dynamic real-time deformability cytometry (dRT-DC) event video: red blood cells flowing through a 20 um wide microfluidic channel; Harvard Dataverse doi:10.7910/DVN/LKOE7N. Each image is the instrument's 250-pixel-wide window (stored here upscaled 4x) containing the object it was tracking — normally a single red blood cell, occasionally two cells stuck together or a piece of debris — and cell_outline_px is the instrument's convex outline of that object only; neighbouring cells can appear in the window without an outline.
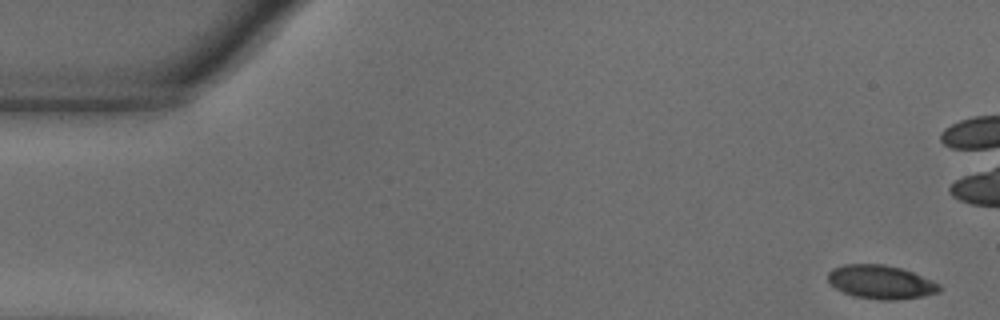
{"species": "common noctule bat (a hibernating species)", "species_latin": "Nyctalus noctula", "temperature_condition": "warm", "stored_images_in_passage": 44, "camera_frame_rate_fps": 3000, "um_per_image_px": 0.085, "animal": {"sex": "male", "body_mass_g": 18.8}, "frame": {"image": 1, "passage_image": 1, "time_ms": 0.0, "image_size_px": [1000, 320], "cell_outline_px": [[944, 288], [940, 292], [920, 296], [896, 300], [880, 300], [856, 296], [844, 292], [828, 284], [828, 272], [832, 268], [844, 264], [884, 264], [900, 268], [912, 272], [932, 280], [940, 284]], "centroid_in_image_um": [74.87, 23.97], "position_along_channel_um": 10.1, "area_um2": 21.91}}
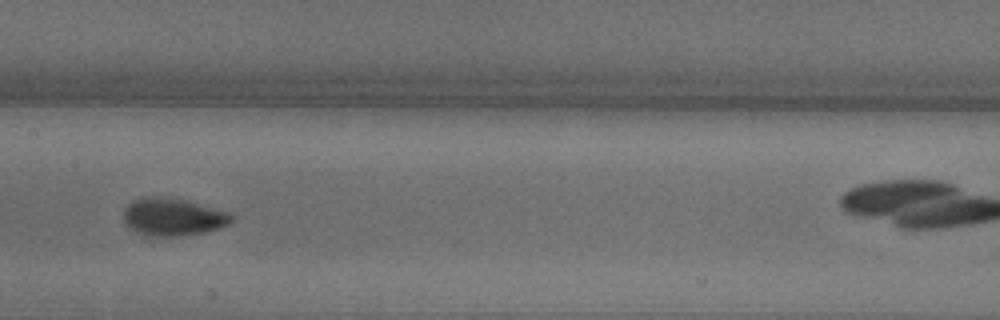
{"frame": {"image": 2, "passage_image": 26, "time_ms": 8.333, "image_size_px": [1000, 320], "cell_outline_px": [[232, 220], [228, 224], [220, 228], [204, 232], [184, 236], [140, 236], [128, 228], [124, 224], [124, 208], [128, 204], [136, 200], [156, 196], [180, 200], [232, 212]], "centroid_in_image_um": [14.67, 18.49], "position_along_channel_um": 192.7, "area_um2": 23.58}}
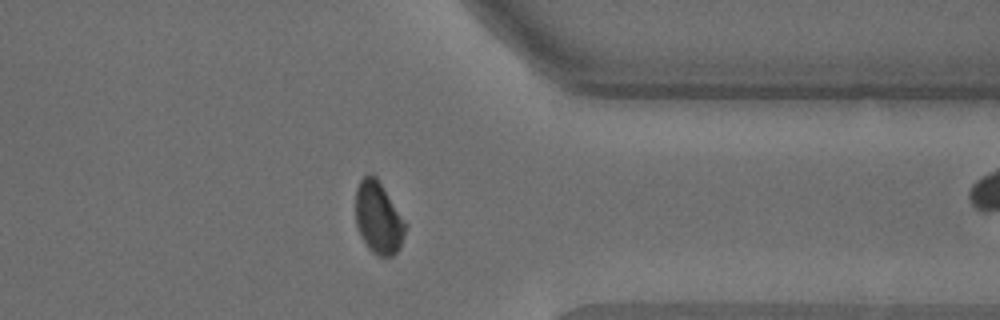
{"frame": {"image": 3, "passage_image": 42, "time_ms": 13.667, "image_size_px": [1000, 320], "cell_outline_px": [[408, 224], [400, 248], [392, 256], [380, 256], [372, 252], [368, 248], [360, 236], [356, 228], [356, 188], [360, 180], [368, 172], [372, 172], [376, 176]], "centroid_in_image_um": [32.17, 18.5], "position_along_channel_um": 379.2, "area_um2": 21.27}}